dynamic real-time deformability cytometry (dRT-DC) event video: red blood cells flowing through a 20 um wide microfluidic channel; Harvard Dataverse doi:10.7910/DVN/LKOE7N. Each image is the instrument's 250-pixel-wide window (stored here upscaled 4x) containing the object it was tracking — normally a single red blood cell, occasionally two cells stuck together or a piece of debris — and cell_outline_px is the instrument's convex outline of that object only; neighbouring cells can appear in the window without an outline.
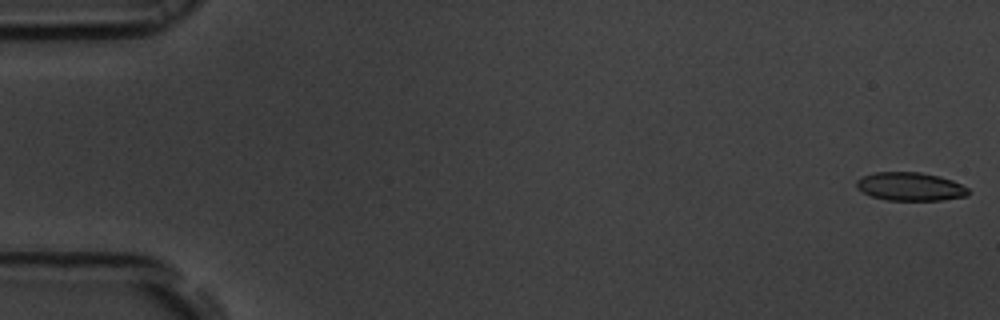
{"species": "common noctule bat (a hibernating species)", "species_latin": "Nyctalus noctula", "temperature_condition": "room temperature", "stored_images_in_passage": 55, "camera_frame_rate_fps": 3000, "um_per_image_px": 0.085, "animal": {"sex": "male", "body_mass_g": 19.5, "forearm_length_mm": 54.6}, "frame": {"image": 1, "passage_image": 1, "time_ms": 0.0, "image_size_px": [1000, 320], "cell_outline_px": [[972, 192], [968, 196], [944, 200], [888, 200], [872, 196], [856, 188], [856, 180], [860, 176], [872, 172], [920, 172], [940, 176], [952, 180], [968, 188]], "centroid_in_image_um": [77.38, 15.85], "position_along_channel_um": 7.6, "area_um2": 18.73}}
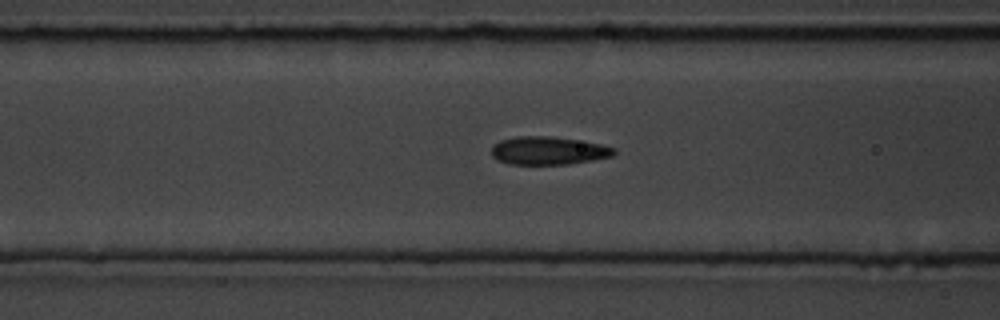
{"frame": {"image": 2, "passage_image": 22, "time_ms": 7.0, "image_size_px": [1000, 320], "cell_outline_px": [[616, 152], [612, 156], [592, 160], [568, 164], [508, 164], [496, 160], [492, 156], [492, 144], [500, 140], [516, 136], [552, 136], [600, 144], [616, 148]], "centroid_in_image_um": [46.57, 12.8], "position_along_channel_um": 120.0, "area_um2": 20.11}}
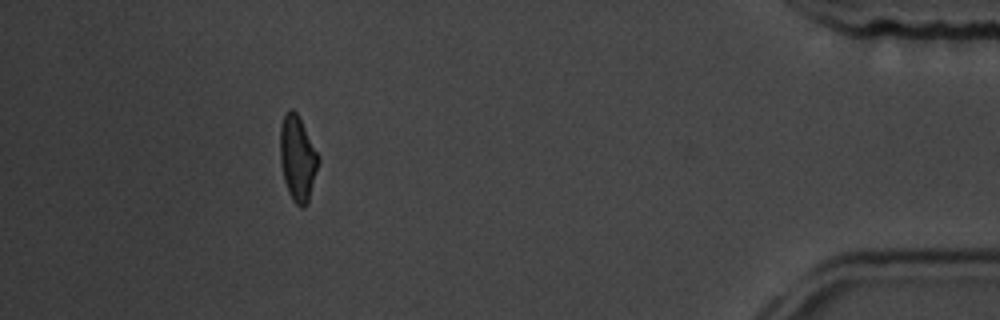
{"frame": {"image": 3, "passage_image": 50, "time_ms": 16.333, "image_size_px": [1000, 320], "cell_outline_px": [[320, 160], [308, 200], [304, 208], [300, 208], [292, 200], [288, 192], [284, 180], [280, 160], [280, 128], [284, 116], [288, 108], [292, 108], [296, 112], [320, 156]], "centroid_in_image_um": [25.29, 13.46], "position_along_channel_um": 409.9, "area_um2": 18.96}, "authors_computed_cell_mechanics": {"area_um2": 19.363, "velocity_mm_per_s": 3.7219, "shape_relaxation_time_tau1_ms": 2.8017, "shape_relaxation_time_tau2_ms": 1.2963, "deformation_change_tau1": 0.1286, "deformation_change_tau2": 0.0891}}